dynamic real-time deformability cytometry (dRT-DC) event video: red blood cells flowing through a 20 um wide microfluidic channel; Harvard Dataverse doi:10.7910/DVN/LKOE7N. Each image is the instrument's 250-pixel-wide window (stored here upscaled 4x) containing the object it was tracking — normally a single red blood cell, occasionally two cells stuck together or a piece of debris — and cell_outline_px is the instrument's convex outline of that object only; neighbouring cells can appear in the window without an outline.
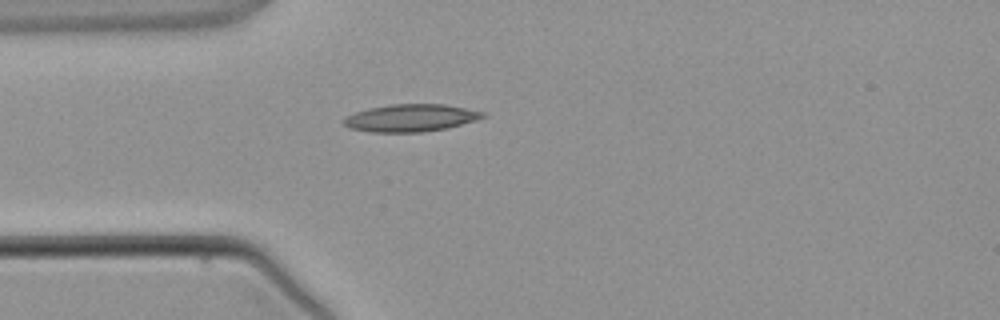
{"species": "common noctule bat (a hibernating species)", "species_latin": "Nyctalus noctula", "temperature_condition": "warm", "stored_images_in_passage": 1, "camera_frame_rate_fps": 3000, "um_per_image_px": 0.085, "animal": {"sex": "male", "body_mass_g": 21.5, "forearm_length_mm": 52.0}, "frame": {"image": 1, "passage_image": 1, "time_ms": 0.0, "image_size_px": [1000, 320], "cell_outline_px": [[488, 116], [476, 120], [448, 128], [420, 132], [372, 132], [352, 128], [344, 124], [344, 120], [348, 116], [356, 112], [368, 108], [392, 104], [444, 104], [484, 112]], "centroid_in_image_um": [34.96, 10.02], "position_along_channel_um": 50.0, "area_um2": 21.96}}